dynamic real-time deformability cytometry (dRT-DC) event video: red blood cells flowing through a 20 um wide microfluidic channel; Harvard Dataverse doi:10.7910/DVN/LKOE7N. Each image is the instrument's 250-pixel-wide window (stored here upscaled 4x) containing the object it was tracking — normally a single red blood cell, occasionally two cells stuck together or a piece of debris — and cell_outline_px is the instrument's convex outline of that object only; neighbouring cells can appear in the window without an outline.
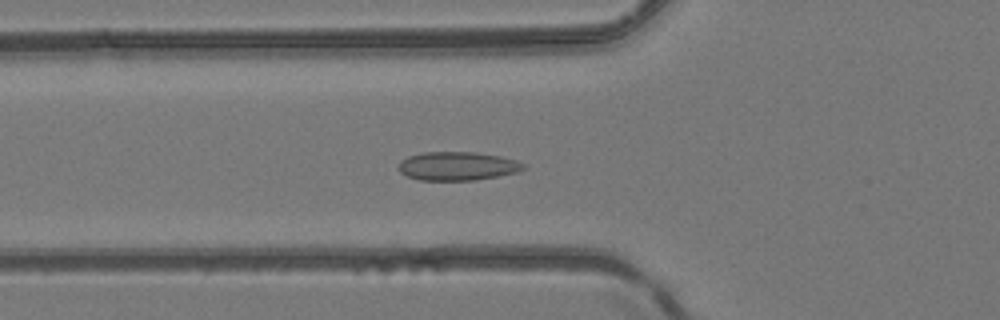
{"species": "common noctule bat (a hibernating species)", "species_latin": "Nyctalus noctula", "temperature_condition": "room temperature", "stored_images_in_passage": 47, "camera_frame_rate_fps": 3000, "um_per_image_px": 0.085, "animal": {"sex": "female", "body_mass_g": 24.6, "forearm_length_mm": 56.2}, "frame": {"image": 1, "passage_image": 17, "time_ms": 5.333, "image_size_px": [1000, 320], "cell_outline_px": [[524, 168], [516, 172], [476, 180], [420, 180], [408, 176], [400, 172], [396, 168], [400, 160], [408, 156], [424, 152], [476, 152], [500, 156], [516, 160], [524, 164]], "centroid_in_image_um": [38.83, 14.11], "position_along_channel_um": 87.0, "area_um2": 20.81}}
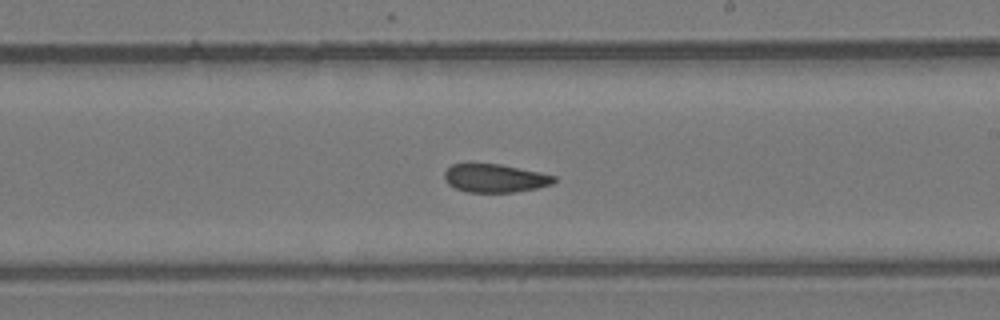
{"frame": {"image": 2, "passage_image": 28, "time_ms": 9.0, "image_size_px": [1000, 320], "cell_outline_px": [[556, 180], [552, 184], [536, 188], [516, 192], [468, 192], [456, 188], [448, 184], [444, 180], [444, 172], [452, 164], [500, 164], [540, 172], [556, 176]], "centroid_in_image_um": [42.07, 15.15], "position_along_channel_um": 246.9, "area_um2": 18.03}}
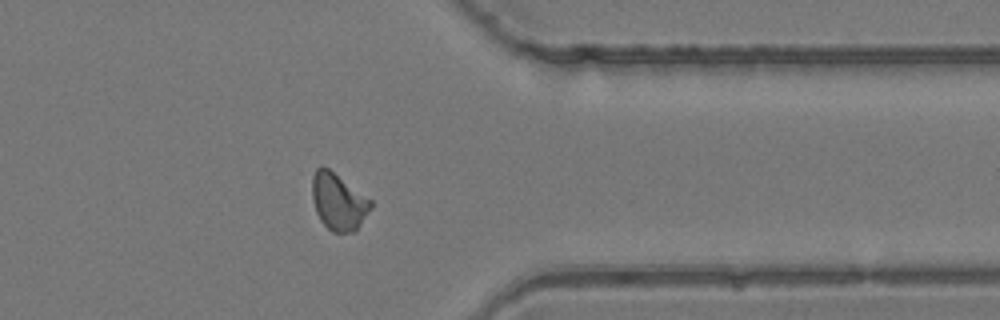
{"frame": {"image": 3, "passage_image": 38, "time_ms": 12.333, "image_size_px": [1000, 320], "cell_outline_px": [[372, 208], [356, 232], [332, 232], [320, 220], [316, 212], [312, 200], [312, 176], [316, 168], [328, 168], [372, 200]], "centroid_in_image_um": [28.78, 17.17], "position_along_channel_um": 382.6, "area_um2": 19.42}}